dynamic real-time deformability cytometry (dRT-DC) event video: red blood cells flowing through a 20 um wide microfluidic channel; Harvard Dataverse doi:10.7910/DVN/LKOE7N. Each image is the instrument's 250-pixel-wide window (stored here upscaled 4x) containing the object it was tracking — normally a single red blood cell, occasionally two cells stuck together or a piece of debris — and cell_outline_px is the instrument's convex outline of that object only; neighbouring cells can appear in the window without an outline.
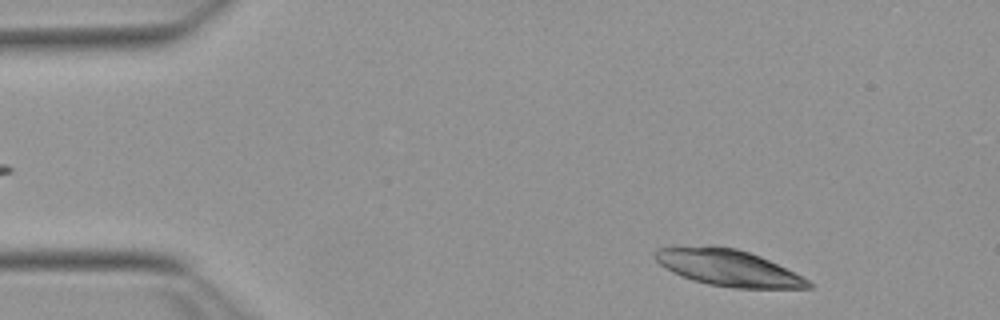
{"species": "Egyptian fruit bat (a non-hibernating species)", "species_latin": "Rousettus aegyptiacus", "temperature_condition": "warm", "stored_images_in_passage": 32, "camera_frame_rate_fps": 3000, "um_per_image_px": 0.085, "animal": {"sex": "female"}, "frame": {"image": 1, "passage_image": 3, "time_ms": 0.667, "image_size_px": [1000, 320], "cell_outline_px": [[812, 288], [732, 288], [708, 284], [692, 280], [672, 272], [664, 268], [652, 256], [652, 252], [656, 248], [708, 244], [712, 244], [736, 248], [760, 256], [808, 280], [812, 284]], "centroid_in_image_um": [61.79, 22.73], "position_along_channel_um": 23.2, "area_um2": 32.71}}